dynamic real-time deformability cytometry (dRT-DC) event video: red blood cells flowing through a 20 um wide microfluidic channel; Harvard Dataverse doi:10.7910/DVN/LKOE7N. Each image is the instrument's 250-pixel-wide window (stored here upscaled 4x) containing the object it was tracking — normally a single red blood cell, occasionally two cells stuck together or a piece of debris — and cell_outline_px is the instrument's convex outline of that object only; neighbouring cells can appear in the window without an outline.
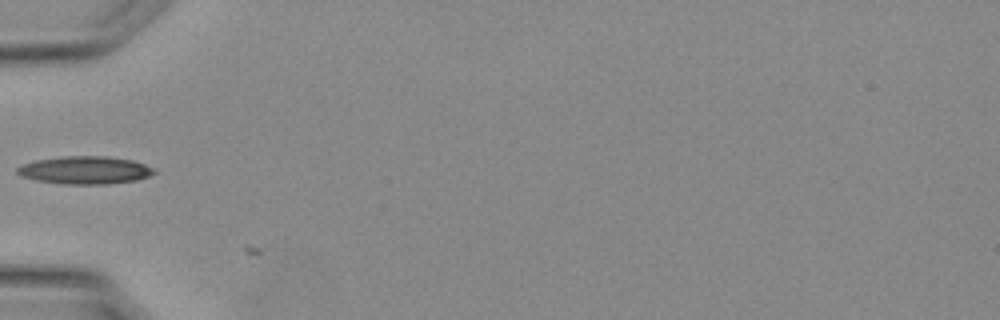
{"species": "Egyptian fruit bat (a non-hibernating species)", "species_latin": "Rousettus aegyptiacus", "temperature_condition": "warm", "stored_images_in_passage": 6, "camera_frame_rate_fps": 3000, "um_per_image_px": 0.085, "animal": {"sex": "female"}, "frame": {"image": 1, "passage_image": 2, "time_ms": 0.333, "image_size_px": [1000, 320], "cell_outline_px": [[156, 172], [148, 176], [136, 180], [108, 184], [64, 184], [36, 180], [20, 176], [16, 172], [16, 168], [24, 164], [36, 160], [60, 156], [108, 156], [132, 160], [156, 168]], "centroid_in_image_um": [7.23, 14.46], "position_along_channel_um": 77.8, "area_um2": 22.25}}
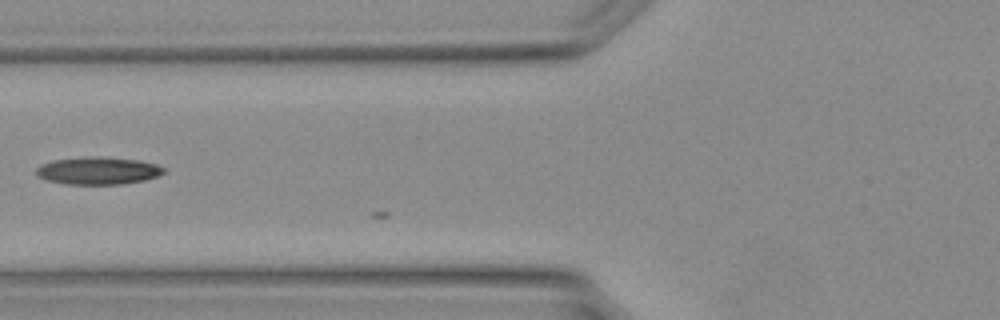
{"frame": {"image": 2, "passage_image": 4, "time_ms": 1.0, "image_size_px": [1000, 320], "cell_outline_px": [[164, 172], [156, 176], [144, 180], [120, 184], [64, 184], [48, 180], [40, 176], [36, 172], [36, 168], [40, 164], [52, 160], [92, 156], [100, 156], [140, 160], [156, 164], [164, 168]], "centroid_in_image_um": [8.32, 14.5], "position_along_channel_um": 117.5, "area_um2": 20.35}}